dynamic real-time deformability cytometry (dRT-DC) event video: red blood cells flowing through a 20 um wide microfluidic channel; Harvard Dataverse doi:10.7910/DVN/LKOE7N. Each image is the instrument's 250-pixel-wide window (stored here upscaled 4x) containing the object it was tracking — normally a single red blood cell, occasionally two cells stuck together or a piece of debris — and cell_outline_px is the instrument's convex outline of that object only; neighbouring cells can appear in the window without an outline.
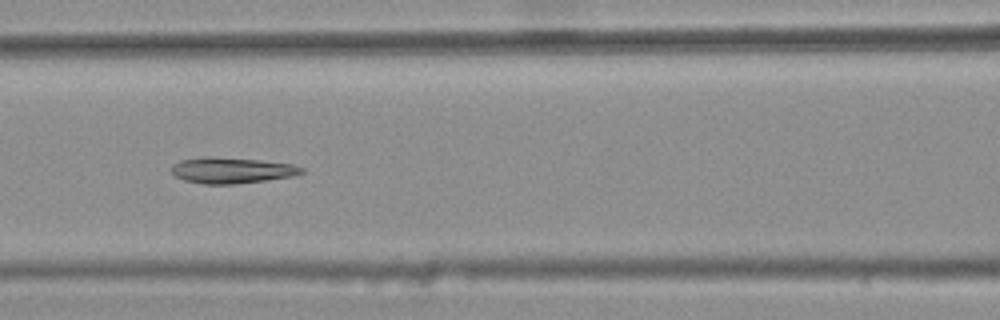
{"species": "common noctule bat (a hibernating species)", "species_latin": "Nyctalus noctula", "temperature_condition": "warm", "stored_images_in_passage": 8, "camera_frame_rate_fps": 3000, "um_per_image_px": 0.085, "animal": {"sex": "female", "body_mass_g": 25.1}, "frame": {"image": 1, "passage_image": 6, "time_ms": 1.667, "image_size_px": [1000, 320], "cell_outline_px": [[304, 172], [292, 176], [236, 184], [204, 184], [184, 180], [176, 176], [172, 172], [172, 164], [180, 160], [204, 156], [208, 156], [260, 160], [292, 164], [304, 168]], "centroid_in_image_um": [19.67, 14.47], "position_along_channel_um": 146.9, "area_um2": 19.59}}
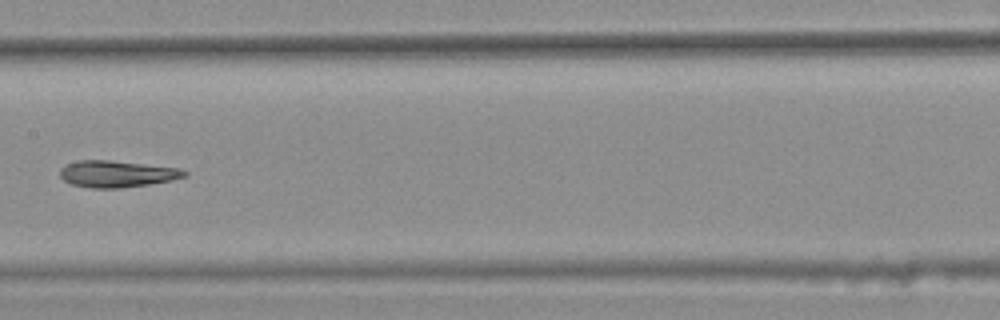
{"frame": {"image": 2, "passage_image": 7, "time_ms": 2.0, "image_size_px": [1000, 320], "cell_outline_px": [[188, 176], [172, 180], [148, 184], [120, 188], [92, 188], [72, 184], [64, 180], [60, 176], [60, 168], [68, 164], [80, 160], [108, 160], [176, 168], [188, 172]], "centroid_in_image_um": [9.92, 14.79], "position_along_channel_um": 197.5, "area_um2": 19.02}}
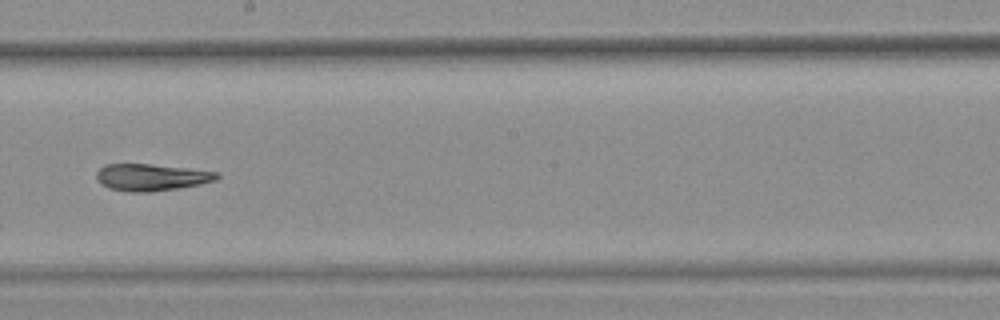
{"frame": {"image": 3, "passage_image": 8, "time_ms": 2.333, "image_size_px": [1000, 320], "cell_outline_px": [[220, 176], [216, 180], [200, 184], [180, 188], [152, 192], [128, 192], [108, 188], [100, 184], [96, 180], [96, 172], [104, 164], [152, 164], [216, 172]], "centroid_in_image_um": [12.81, 15.08], "position_along_channel_um": 235.4, "area_um2": 18.96}}